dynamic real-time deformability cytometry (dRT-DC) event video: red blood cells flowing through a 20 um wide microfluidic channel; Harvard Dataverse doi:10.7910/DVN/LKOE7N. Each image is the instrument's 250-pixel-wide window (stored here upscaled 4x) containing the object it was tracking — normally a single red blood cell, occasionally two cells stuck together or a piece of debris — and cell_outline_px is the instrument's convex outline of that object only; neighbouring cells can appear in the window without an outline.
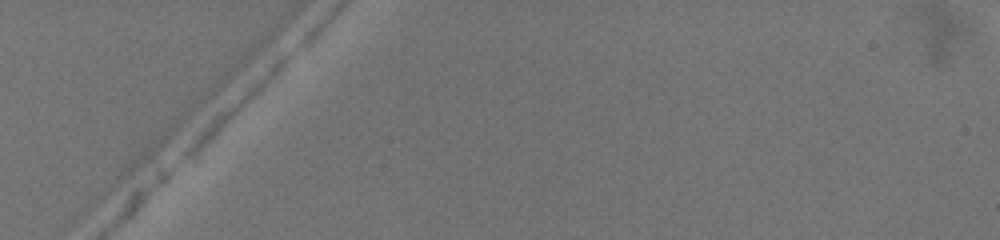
{"species": "common noctule bat (a hibernating species)", "species_latin": "Nyctalus noctula", "temperature_condition": "warm", "stored_images_in_passage": 1, "camera_frame_rate_fps": 3000, "um_per_image_px": 0.085, "animal": {"sex": "female", "body_mass_g": 19.5, "forearm_length_mm": 54.1}, "frame": {"image": 1, "passage_image": 1, "time_ms": 0.0, "image_size_px": [1000, 240], "cell_outline_px": [[296, 48], [292, 56], [236, 112], [192, 152], [184, 156], [180, 156], [196, 132], [216, 112], [284, 52], [292, 48]], "centroid_in_image_um": [20.07, 8.75], "position_along_channel_um": 64.9, "area_um2": 12.02}}